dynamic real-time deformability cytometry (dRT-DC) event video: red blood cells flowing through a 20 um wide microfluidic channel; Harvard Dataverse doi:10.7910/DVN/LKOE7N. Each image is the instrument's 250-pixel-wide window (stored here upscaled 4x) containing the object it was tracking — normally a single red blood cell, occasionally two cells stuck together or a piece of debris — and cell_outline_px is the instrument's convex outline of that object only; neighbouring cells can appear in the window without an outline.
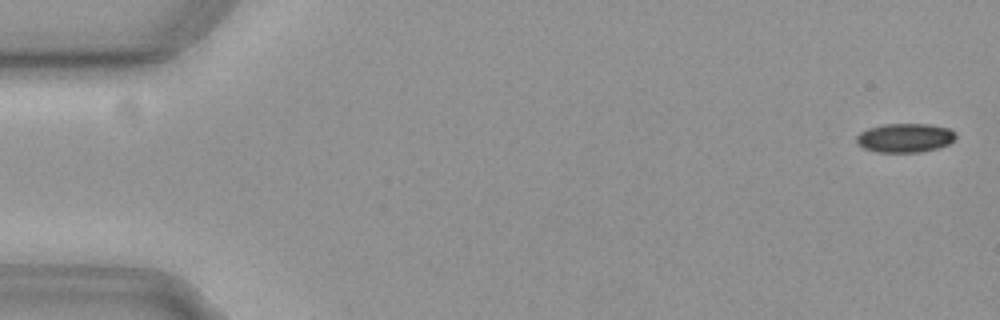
{"species": "common noctule bat (a hibernating species)", "species_latin": "Nyctalus noctula", "temperature_condition": "cold", "stored_images_in_passage": 3, "camera_frame_rate_fps": 3000, "um_per_image_px": 0.085, "animal": {"sex": "female", "body_mass_g": 19.3, "forearm_length_mm": 54.1}, "frame": {"image": 1, "passage_image": 1, "time_ms": 0.0, "image_size_px": [1000, 320], "cell_outline_px": [[956, 136], [948, 144], [936, 148], [920, 152], [880, 152], [864, 148], [856, 140], [856, 136], [860, 132], [868, 128], [884, 124], [928, 124], [948, 128], [956, 132]], "centroid_in_image_um": [76.92, 11.71], "position_along_channel_um": 8.1, "area_um2": 16.59}}